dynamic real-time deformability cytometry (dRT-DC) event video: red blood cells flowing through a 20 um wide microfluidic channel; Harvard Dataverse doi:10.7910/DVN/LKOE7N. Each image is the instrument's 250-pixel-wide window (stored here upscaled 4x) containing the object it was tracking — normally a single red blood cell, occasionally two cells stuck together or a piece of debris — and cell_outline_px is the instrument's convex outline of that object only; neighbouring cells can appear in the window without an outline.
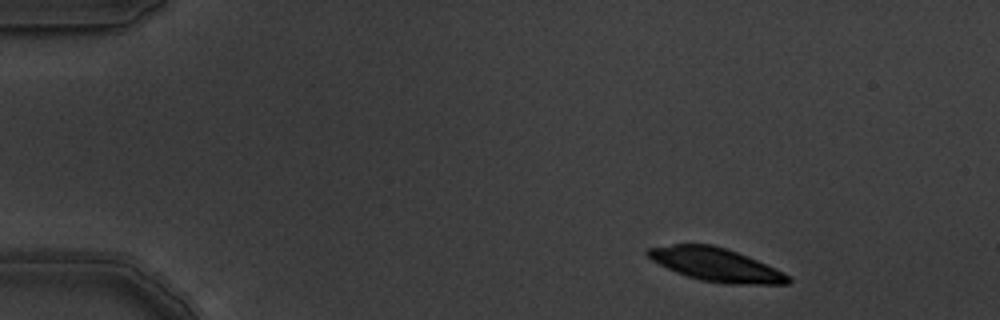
{"species": "common noctule bat (a hibernating species)", "species_latin": "Nyctalus noctula", "temperature_condition": "warm", "stored_images_in_passage": 4, "camera_frame_rate_fps": 3000, "um_per_image_px": 0.085, "animal": {"sex": "male", "body_mass_g": 19.5, "forearm_length_mm": 54.6}, "frame": {"image": 1, "passage_image": 1, "time_ms": 0.0, "image_size_px": [1000, 320], "cell_outline_px": [[792, 280], [788, 284], [724, 284], [700, 280], [676, 272], [652, 260], [644, 252], [648, 248], [672, 244], [712, 244], [736, 252], [776, 268], [784, 272]], "centroid_in_image_um": [60.85, 22.5], "position_along_channel_um": 24.1, "area_um2": 27.05}}
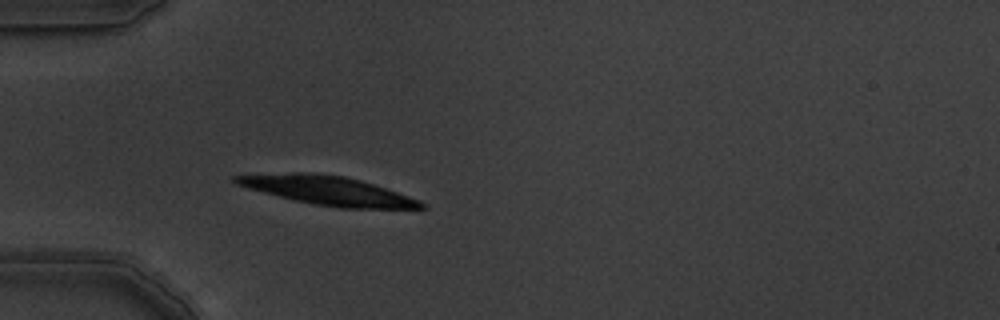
{"frame": {"image": 2, "passage_image": 4, "time_ms": 1.0, "image_size_px": [1000, 320], "cell_outline_px": [[428, 208], [340, 208], [312, 204], [292, 200], [248, 188], [236, 184], [232, 180], [232, 176], [292, 172], [312, 172], [344, 176], [360, 180], [420, 200]], "centroid_in_image_um": [27.82, 16.19], "position_along_channel_um": 57.2, "area_um2": 30.92}}